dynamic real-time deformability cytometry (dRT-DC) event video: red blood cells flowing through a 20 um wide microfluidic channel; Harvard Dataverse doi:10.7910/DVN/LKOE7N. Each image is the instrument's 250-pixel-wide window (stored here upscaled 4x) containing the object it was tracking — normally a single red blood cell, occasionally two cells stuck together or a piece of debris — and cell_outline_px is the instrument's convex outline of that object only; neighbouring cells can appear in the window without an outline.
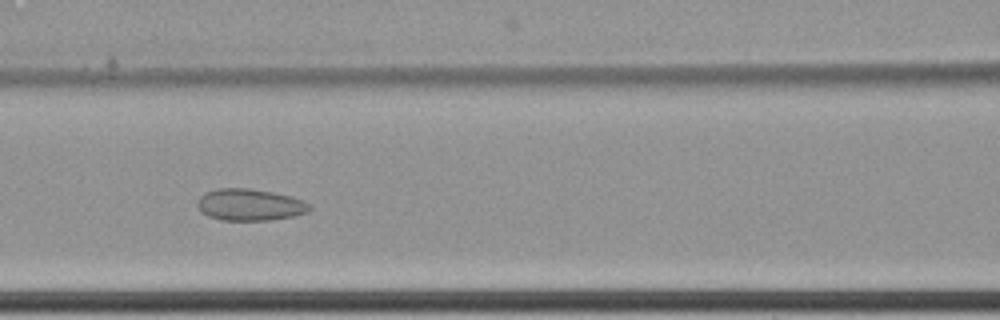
{"species": "common noctule bat (a hibernating species)", "species_latin": "Nyctalus noctula", "temperature_condition": "cold", "stored_images_in_passage": 9, "camera_frame_rate_fps": 3000, "um_per_image_px": 0.085, "animal": {"sex": "female", "body_mass_g": 22.7, "forearm_length_mm": 54.2}, "frame": {"image": 1, "passage_image": 9, "time_ms": 2.667, "image_size_px": [1000, 320], "cell_outline_px": [[312, 208], [308, 212], [292, 216], [268, 220], [224, 220], [208, 216], [200, 212], [196, 204], [200, 196], [204, 192], [216, 188], [248, 188], [272, 192], [304, 200], [312, 204]], "centroid_in_image_um": [21.22, 17.4], "position_along_channel_um": 145.4, "area_um2": 20.87}}